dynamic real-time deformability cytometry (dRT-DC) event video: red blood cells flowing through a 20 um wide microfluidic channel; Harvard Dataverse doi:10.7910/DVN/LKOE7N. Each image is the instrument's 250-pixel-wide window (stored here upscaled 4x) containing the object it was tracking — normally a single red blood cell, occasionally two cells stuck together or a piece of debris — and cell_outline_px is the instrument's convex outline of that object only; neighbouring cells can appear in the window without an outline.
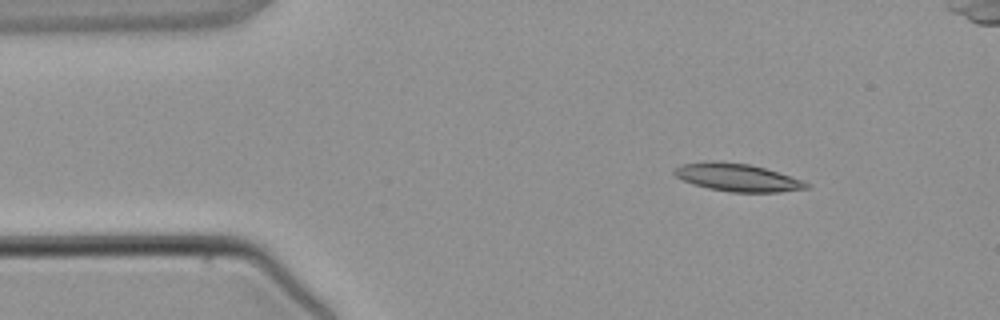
{"species": "common noctule bat (a hibernating species)", "species_latin": "Nyctalus noctula", "temperature_condition": "warm", "stored_images_in_passage": 4, "camera_frame_rate_fps": 3000, "um_per_image_px": 0.085, "animal": {"sex": "male", "body_mass_g": 21.5, "forearm_length_mm": 52.0}, "frame": {"image": 1, "passage_image": 2, "time_ms": 1.0, "image_size_px": [1000, 320], "cell_outline_px": [[812, 188], [780, 192], [732, 192], [708, 188], [692, 184], [676, 176], [672, 172], [680, 164], [704, 160], [716, 160], [748, 164], [764, 168], [804, 180], [812, 184]], "centroid_in_image_um": [62.69, 15.07], "position_along_channel_um": 22.3, "area_um2": 21.68}}